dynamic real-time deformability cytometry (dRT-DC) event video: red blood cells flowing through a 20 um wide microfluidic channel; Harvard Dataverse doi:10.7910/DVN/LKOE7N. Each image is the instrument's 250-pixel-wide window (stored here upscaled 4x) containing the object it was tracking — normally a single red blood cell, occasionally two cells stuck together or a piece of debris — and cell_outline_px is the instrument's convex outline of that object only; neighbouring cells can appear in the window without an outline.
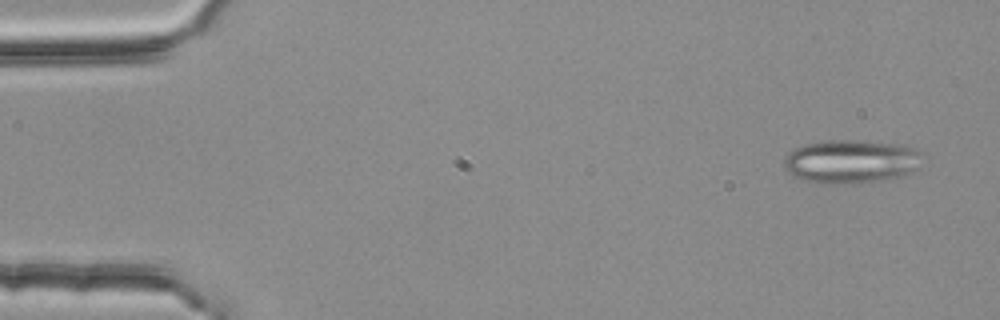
{"species": "common noctule bat (a hibernating species)", "species_latin": "Nyctalus noctula", "temperature_condition": "room temperature", "stored_images_in_passage": 54, "segment_of_instrument_passage": [1, 2], "camera_frame_rate_fps": 3000, "um_per_image_px": 0.085, "animal": {"sex": "female", "body_mass_g": 25.1}, "frame": {"image": 1, "passage_image": 3, "time_ms": 0.667, "image_size_px": [1000, 320], "cell_outline_px": [[924, 152], [916, 168], [904, 176], [884, 180], [852, 184], [828, 184], [804, 180], [788, 172], [784, 168], [784, 160], [788, 152], [792, 148], [804, 144], [824, 140], [864, 140], [904, 144], [916, 148]], "centroid_in_image_um": [72.36, 13.71], "position_along_channel_um": 12.6, "area_um2": 35.84}}